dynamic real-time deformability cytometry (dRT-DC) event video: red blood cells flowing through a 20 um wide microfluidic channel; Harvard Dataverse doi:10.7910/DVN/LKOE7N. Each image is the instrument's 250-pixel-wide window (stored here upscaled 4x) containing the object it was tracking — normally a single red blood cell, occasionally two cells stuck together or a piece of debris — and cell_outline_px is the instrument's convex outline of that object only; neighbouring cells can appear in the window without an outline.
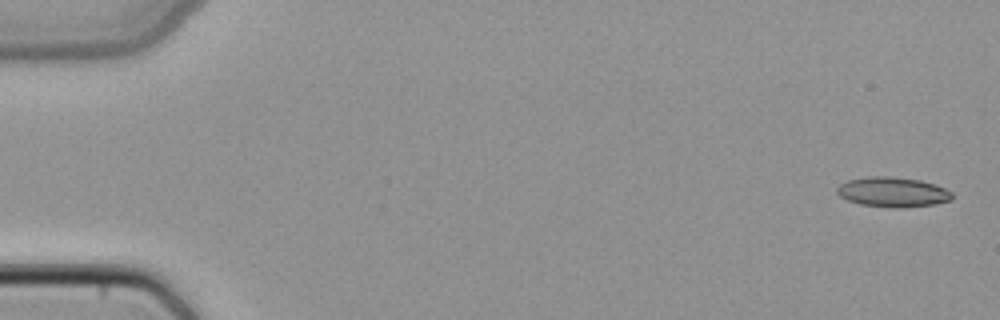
{"species": "common noctule bat (a hibernating species)", "species_latin": "Nyctalus noctula", "temperature_condition": "cold", "stored_images_in_passage": 5, "camera_frame_rate_fps": 3000, "um_per_image_px": 0.085, "animal": {"sex": "female", "body_mass_g": 22.7, "forearm_length_mm": 54.2}, "frame": {"image": 1, "passage_image": 1, "time_ms": 0.0, "image_size_px": [1000, 320], "cell_outline_px": [[952, 200], [932, 204], [904, 208], [892, 208], [860, 204], [848, 200], [840, 196], [836, 192], [836, 188], [840, 184], [848, 180], [868, 176], [892, 176], [920, 180], [936, 184], [952, 192]], "centroid_in_image_um": [75.88, 16.32], "position_along_channel_um": 9.1, "area_um2": 20.17}}
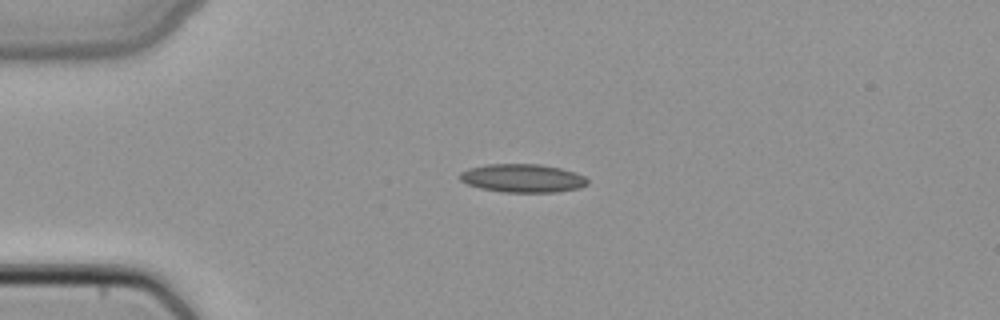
{"frame": {"image": 2, "passage_image": 4, "time_ms": 1.0, "image_size_px": [1000, 320], "cell_outline_px": [[588, 184], [580, 188], [556, 192], [504, 192], [480, 188], [468, 184], [460, 180], [460, 172], [468, 168], [484, 164], [540, 164], [560, 168], [576, 172], [584, 176], [588, 180]], "centroid_in_image_um": [44.43, 15.14], "position_along_channel_um": 40.6, "area_um2": 21.21}}